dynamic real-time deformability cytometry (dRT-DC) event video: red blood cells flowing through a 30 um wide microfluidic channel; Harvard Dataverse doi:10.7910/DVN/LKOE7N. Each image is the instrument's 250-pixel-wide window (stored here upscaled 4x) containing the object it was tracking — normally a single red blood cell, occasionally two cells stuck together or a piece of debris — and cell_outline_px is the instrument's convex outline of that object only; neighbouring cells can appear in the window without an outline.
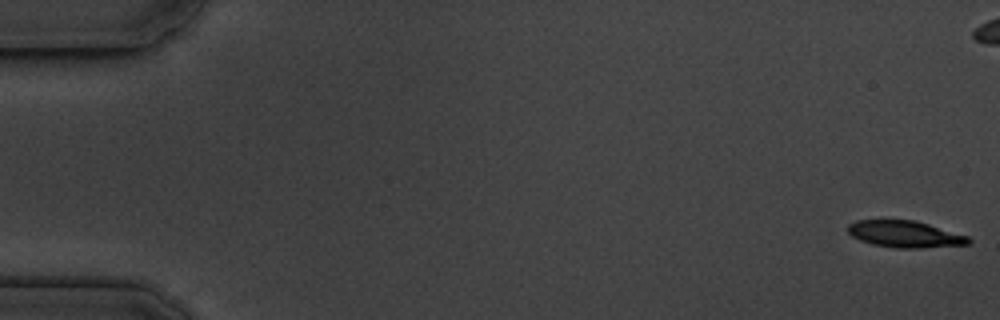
{"species": "common noctule bat (a hibernating species)", "species_latin": "Nyctalus noctula", "temperature_condition": "cold", "stored_images_in_passage": 56, "camera_frame_rate_fps": 3000, "um_per_image_px": 0.085, "animal": {"sex": "male", "body_mass_g": 19.5, "forearm_length_mm": 54.6}, "frame": {"image": 1, "passage_image": 1, "time_ms": 0.0, "image_size_px": [1000, 320], "cell_outline_px": [[972, 240], [968, 244], [920, 248], [896, 248], [872, 244], [860, 240], [852, 236], [848, 232], [848, 224], [856, 220], [916, 220], [968, 236]], "centroid_in_image_um": [76.91, 19.9], "position_along_channel_um": 8.1, "area_um2": 18.73}}
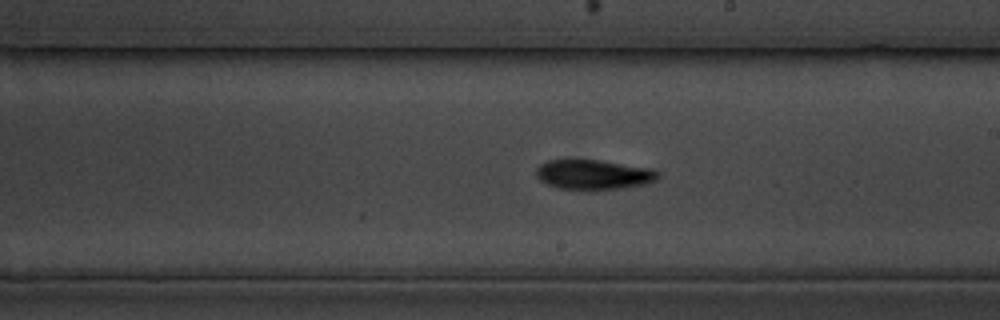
{"frame": {"image": 2, "passage_image": 32, "time_ms": 10.333, "image_size_px": [1000, 320], "cell_outline_px": [[660, 176], [656, 180], [648, 184], [620, 188], [588, 192], [556, 188], [540, 180], [536, 176], [536, 168], [540, 164], [548, 160], [600, 160], [652, 168], [660, 172]], "centroid_in_image_um": [50.47, 14.87], "position_along_channel_um": 238.5, "area_um2": 21.85}}
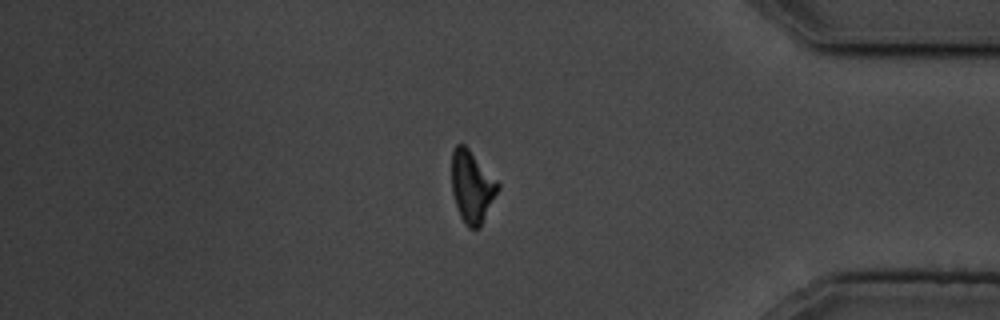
{"frame": {"image": 3, "passage_image": 47, "time_ms": 15.333, "image_size_px": [1000, 320], "cell_outline_px": [[500, 188], [480, 228], [468, 228], [460, 216], [452, 192], [452, 152], [456, 144], [464, 144], [468, 148], [500, 184]], "centroid_in_image_um": [40.12, 15.88], "position_along_channel_um": 395.1, "area_um2": 19.25}, "authors_computed_cell_mechanics": {"area_um2": 20.4323, "velocity_mm_per_s": 3.6427, "shape_relaxation_time_tau1_ms": 3.1351, "shape_relaxation_time_tau2_ms": null, "deformation_change_tau1": 0.1328, "deformation_change_tau2": null}}